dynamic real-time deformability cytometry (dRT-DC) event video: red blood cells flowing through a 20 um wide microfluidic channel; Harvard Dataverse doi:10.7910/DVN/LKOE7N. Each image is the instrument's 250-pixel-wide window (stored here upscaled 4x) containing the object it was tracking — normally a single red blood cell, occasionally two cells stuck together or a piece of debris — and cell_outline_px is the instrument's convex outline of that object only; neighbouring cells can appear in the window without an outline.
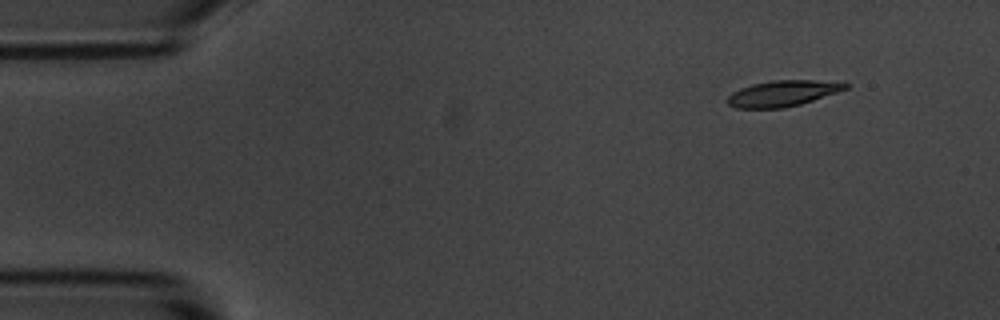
{"species": "common noctule bat (a hibernating species)", "species_latin": "Nyctalus noctula", "temperature_condition": "room temperature", "stored_images_in_passage": 4, "camera_frame_rate_fps": 3000, "um_per_image_px": 0.085, "animal": {"sex": "male", "body_mass_g": 20.1, "forearm_length_mm": 53.5}, "frame": {"image": 1, "passage_image": 1, "time_ms": 0.0, "image_size_px": [1000, 320], "cell_outline_px": [[848, 88], [800, 104], [784, 108], [736, 108], [728, 104], [724, 100], [732, 92], [740, 88], [752, 84], [772, 80], [844, 80], [848, 84]], "centroid_in_image_um": [66.54, 7.92], "position_along_channel_um": 18.5, "area_um2": 18.03}}
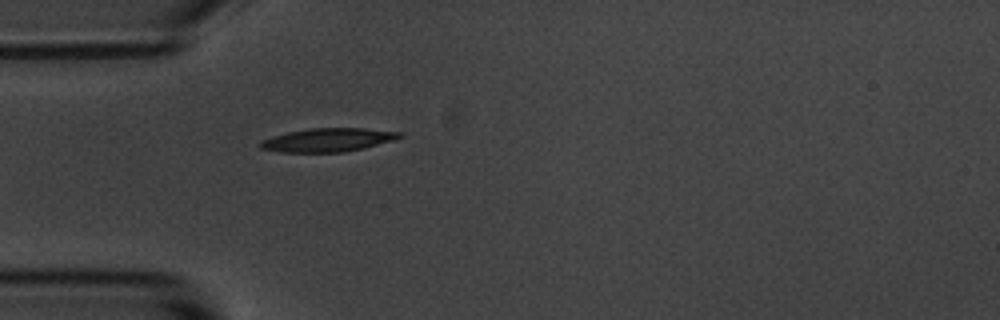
{"frame": {"image": 2, "passage_image": 4, "time_ms": 3.333, "image_size_px": [1000, 320], "cell_outline_px": [[404, 136], [392, 140], [364, 148], [344, 152], [280, 152], [260, 148], [260, 140], [272, 136], [288, 132], [312, 128], [364, 128], [400, 132]], "centroid_in_image_um": [27.85, 11.89], "position_along_channel_um": 57.1, "area_um2": 18.96}}